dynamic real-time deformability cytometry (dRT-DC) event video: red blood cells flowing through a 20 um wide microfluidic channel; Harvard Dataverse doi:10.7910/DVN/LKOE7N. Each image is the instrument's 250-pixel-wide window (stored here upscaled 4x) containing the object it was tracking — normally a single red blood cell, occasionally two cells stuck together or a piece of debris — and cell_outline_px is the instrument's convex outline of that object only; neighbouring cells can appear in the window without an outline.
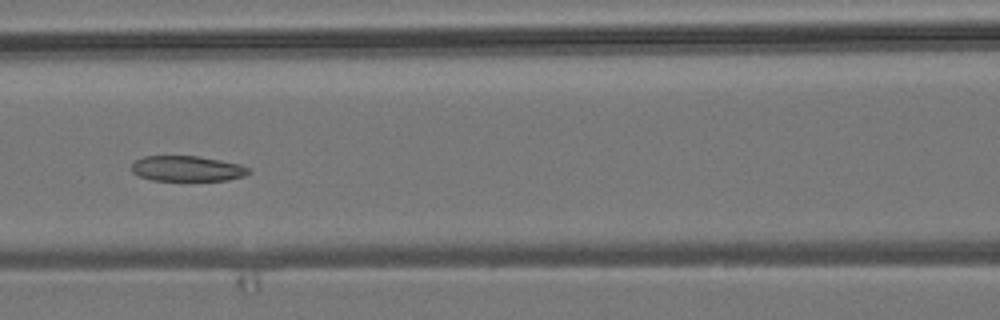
{"species": "common noctule bat (a hibernating species)", "species_latin": "Nyctalus noctula", "temperature_condition": "room temperature", "stored_images_in_passage": 7, "camera_frame_rate_fps": 3000, "um_per_image_px": 0.085, "animal": {"sex": "male", "body_mass_g": 19.2, "forearm_length_mm": 51.8}, "frame": {"image": 1, "passage_image": 7, "time_ms": 2.0, "image_size_px": [1000, 320], "cell_outline_px": [[252, 172], [244, 176], [228, 180], [152, 180], [140, 176], [132, 172], [132, 160], [144, 156], [196, 156], [220, 160], [240, 164], [248, 168]], "centroid_in_image_um": [15.89, 14.32], "position_along_channel_um": 150.7, "area_um2": 17.34}}